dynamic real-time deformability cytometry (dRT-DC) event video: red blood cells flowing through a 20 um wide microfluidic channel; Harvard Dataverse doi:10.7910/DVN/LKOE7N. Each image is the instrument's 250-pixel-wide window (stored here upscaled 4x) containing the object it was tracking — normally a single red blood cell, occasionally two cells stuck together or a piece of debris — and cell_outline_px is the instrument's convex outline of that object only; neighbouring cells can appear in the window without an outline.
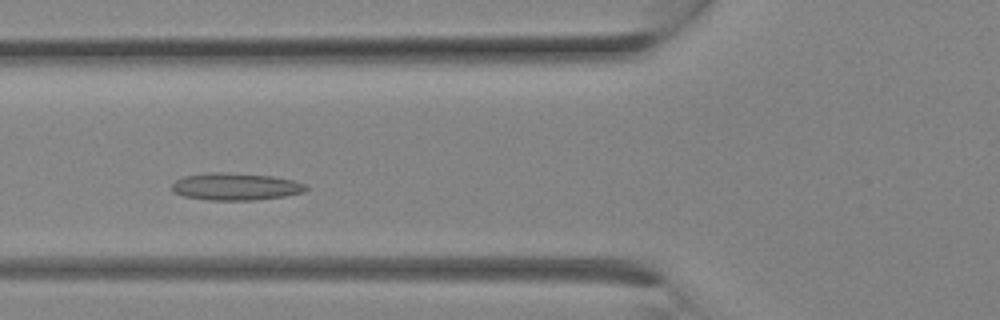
{"species": "Egyptian fruit bat (a non-hibernating species)", "species_latin": "Rousettus aegyptiacus", "temperature_condition": "room temperature", "stored_images_in_passage": 6, "camera_frame_rate_fps": 3000, "um_per_image_px": 0.085, "animal": {"sex": "female"}, "frame": {"image": 1, "passage_image": 3, "time_ms": 0.667, "image_size_px": [1000, 320], "cell_outline_px": [[308, 188], [304, 192], [284, 196], [256, 200], [208, 200], [184, 196], [176, 192], [172, 188], [172, 184], [176, 180], [184, 176], [208, 172], [224, 172], [272, 176], [292, 180], [308, 184]], "centroid_in_image_um": [20.06, 15.86], "position_along_channel_um": 105.7, "area_um2": 21.27}}
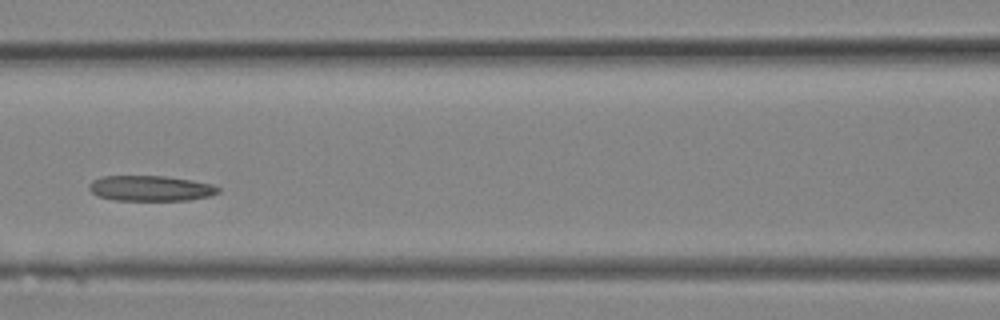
{"frame": {"image": 2, "passage_image": 5, "time_ms": 1.333, "image_size_px": [1000, 320], "cell_outline_px": [[220, 192], [212, 196], [188, 200], [112, 200], [96, 196], [88, 188], [88, 184], [92, 180], [100, 176], [164, 176], [192, 180], [212, 184], [220, 188]], "centroid_in_image_um": [12.78, 16.01], "position_along_channel_um": 153.8, "area_um2": 19.36}}